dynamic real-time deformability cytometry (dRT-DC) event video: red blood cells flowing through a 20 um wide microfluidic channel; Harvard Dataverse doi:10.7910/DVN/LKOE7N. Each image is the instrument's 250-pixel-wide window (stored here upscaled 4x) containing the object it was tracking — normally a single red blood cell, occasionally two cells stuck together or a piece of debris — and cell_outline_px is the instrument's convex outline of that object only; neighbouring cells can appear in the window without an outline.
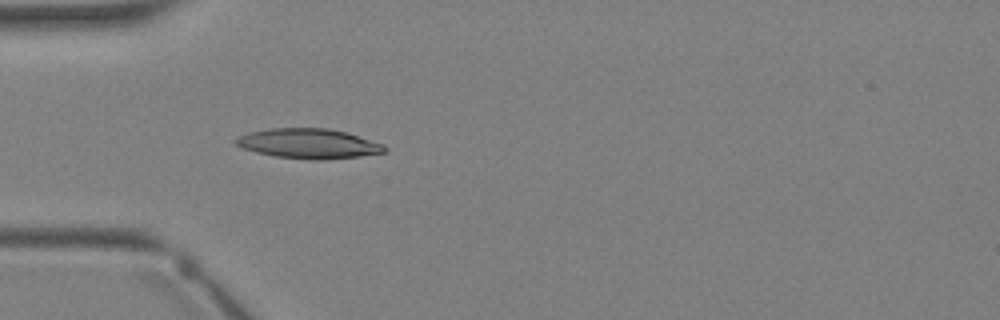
{"species": "Egyptian fruit bat (a non-hibernating species)", "species_latin": "Rousettus aegyptiacus", "temperature_condition": "warm", "stored_images_in_passage": 3, "camera_frame_rate_fps": 3000, "um_per_image_px": 0.085, "animal": {"sex": "female"}, "frame": {"image": 1, "passage_image": 3, "time_ms": 2.333, "image_size_px": [1000, 320], "cell_outline_px": [[388, 148], [384, 152], [360, 156], [320, 160], [312, 160], [276, 156], [256, 152], [244, 148], [236, 144], [232, 140], [240, 136], [252, 132], [268, 128], [328, 128], [348, 132], [384, 144]], "centroid_in_image_um": [26.27, 12.2], "position_along_channel_um": 58.7, "area_um2": 25.84}}